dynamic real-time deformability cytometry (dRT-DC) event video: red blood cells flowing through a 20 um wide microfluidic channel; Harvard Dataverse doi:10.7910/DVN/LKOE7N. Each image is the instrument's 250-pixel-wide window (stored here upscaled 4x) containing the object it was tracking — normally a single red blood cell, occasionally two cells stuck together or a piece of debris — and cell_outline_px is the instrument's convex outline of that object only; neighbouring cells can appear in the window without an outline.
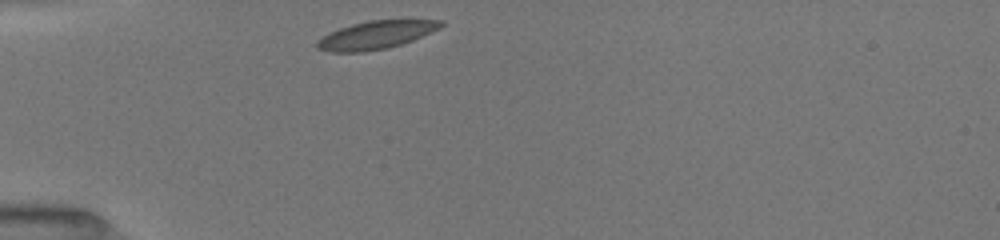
{"species": "common noctule bat (a hibernating species)", "species_latin": "Nyctalus noctula", "temperature_condition": "room temperature", "stored_images_in_passage": 31, "camera_frame_rate_fps": 3000, "um_per_image_px": 0.085, "animal": {"sex": "female", "body_mass_g": 19.5, "forearm_length_mm": 54.1}, "frame": {"image": 1, "passage_image": 1, "time_ms": 0.0, "image_size_px": [1000, 240], "cell_outline_px": [[444, 24], [440, 28], [412, 40], [388, 48], [364, 52], [328, 52], [316, 48], [316, 40], [340, 28], [352, 24], [368, 20], [444, 20]], "centroid_in_image_um": [31.94, 2.98], "position_along_channel_um": 53.1, "area_um2": 20.11}}
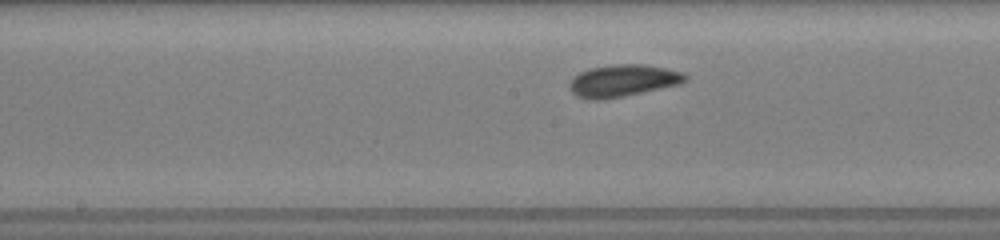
{"frame": {"image": 2, "passage_image": 13, "time_ms": 4.0, "image_size_px": [1000, 240], "cell_outline_px": [[688, 80], [680, 84], [624, 96], [600, 100], [588, 100], [576, 96], [568, 88], [568, 84], [580, 72], [588, 68], [612, 64], [644, 64], [684, 72], [688, 76]], "centroid_in_image_um": [52.94, 6.86], "position_along_channel_um": 195.3, "area_um2": 21.79}}
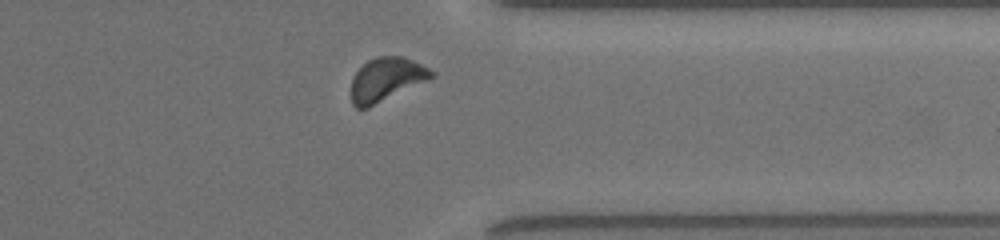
{"frame": {"image": 3, "passage_image": 27, "time_ms": 8.667, "image_size_px": [1000, 240], "cell_outline_px": [[436, 72], [428, 80], [368, 108], [356, 108], [352, 104], [352, 76], [368, 60], [376, 56], [404, 56]], "centroid_in_image_um": [32.82, 6.75], "position_along_channel_um": 378.6, "area_um2": 20.23}, "authors_computed_cell_mechanics": {"area_um2": 20.2878, "velocity_mm_per_s": 3.9859, "shape_relaxation_time_tau1_ms": 1.655, "shape_relaxation_time_tau2_ms": 3.3594, "deformation_change_tau1": 0.0904, "deformation_change_tau2": 0.0884}}